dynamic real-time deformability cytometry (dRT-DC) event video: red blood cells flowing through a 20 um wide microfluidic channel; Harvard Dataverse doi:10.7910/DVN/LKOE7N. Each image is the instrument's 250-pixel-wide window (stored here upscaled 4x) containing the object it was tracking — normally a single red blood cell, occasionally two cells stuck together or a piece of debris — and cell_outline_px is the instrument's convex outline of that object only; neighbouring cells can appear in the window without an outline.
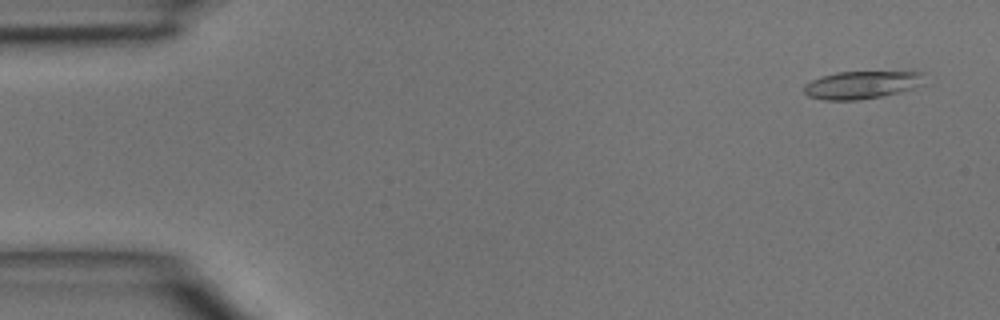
{"species": "common noctule bat (a hibernating species)", "species_latin": "Nyctalus noctula", "temperature_condition": "room temperature", "stored_images_in_passage": 47, "camera_frame_rate_fps": 3000, "um_per_image_px": 0.085, "animal": {"sex": "male", "body_mass_g": 15.6}, "frame": {"image": 1, "passage_image": 3, "time_ms": 0.667, "image_size_px": [1000, 320], "cell_outline_px": [[924, 84], [912, 88], [880, 96], [856, 100], [824, 100], [808, 96], [804, 92], [804, 84], [820, 76], [836, 72], [912, 68], [924, 72]], "centroid_in_image_um": [73.36, 7.13], "position_along_channel_um": 11.6, "area_um2": 20.58}}
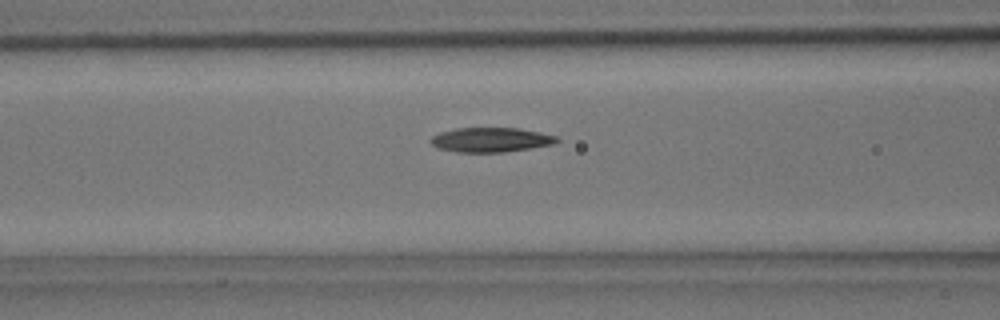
{"frame": {"image": 2, "passage_image": 19, "time_ms": 6.0, "image_size_px": [1000, 320], "cell_outline_px": [[560, 140], [552, 144], [532, 148], [504, 152], [456, 152], [436, 148], [428, 140], [432, 136], [440, 132], [456, 128], [520, 128], [540, 132], [556, 136]], "centroid_in_image_um": [41.69, 11.88], "position_along_channel_um": 124.9, "area_um2": 18.15}}
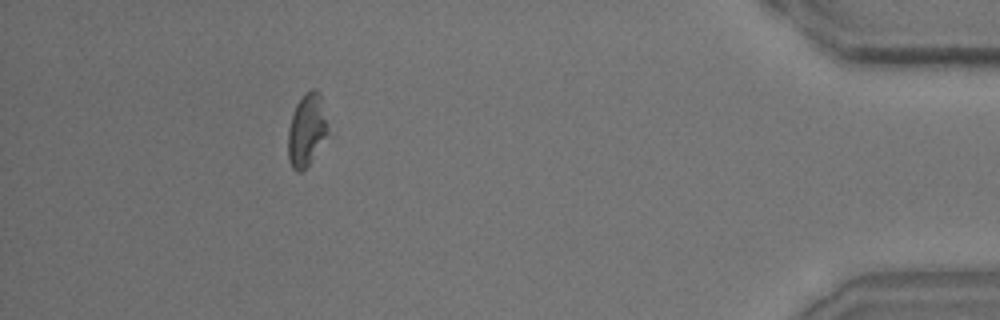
{"frame": {"image": 3, "passage_image": 43, "time_ms": 14.0, "image_size_px": [1000, 320], "cell_outline_px": [[336, 132], [308, 164], [300, 172], [296, 172], [292, 168], [288, 160], [288, 128], [296, 104], [304, 92], [312, 88], [316, 88], [320, 92]], "centroid_in_image_um": [26.22, 11.01], "position_along_channel_um": 409.0, "area_um2": 18.61}}